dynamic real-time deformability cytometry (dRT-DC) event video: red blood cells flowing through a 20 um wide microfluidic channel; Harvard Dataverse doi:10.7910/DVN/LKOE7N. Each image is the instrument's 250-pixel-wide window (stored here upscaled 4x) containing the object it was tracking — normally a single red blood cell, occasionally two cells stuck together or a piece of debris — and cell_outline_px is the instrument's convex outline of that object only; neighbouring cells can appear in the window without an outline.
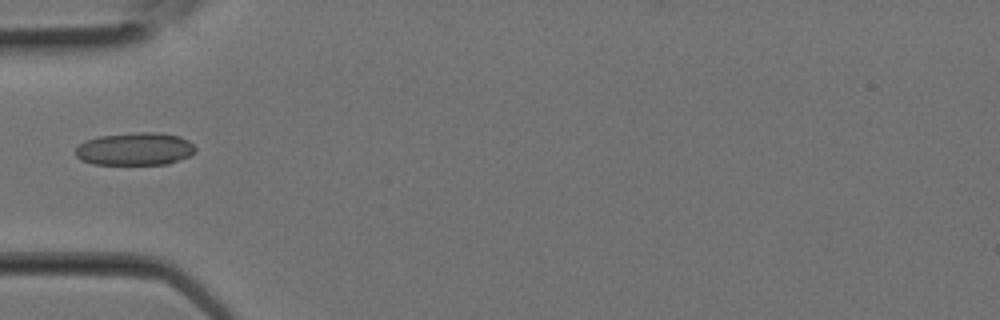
{"species": "Egyptian fruit bat (a non-hibernating species)", "species_latin": "Rousettus aegyptiacus", "temperature_condition": "room temperature", "stored_images_in_passage": 24, "camera_frame_rate_fps": 3000, "um_per_image_px": 0.085, "animal": {"sex": "female"}, "frame": {"image": 1, "passage_image": 8, "time_ms": 2.333, "image_size_px": [1000, 320], "cell_outline_px": [[196, 152], [188, 156], [168, 164], [92, 164], [80, 160], [76, 156], [76, 148], [84, 140], [100, 136], [136, 132], [156, 132], [180, 136], [188, 140], [196, 148]], "centroid_in_image_um": [11.47, 12.66], "position_along_channel_um": 73.5, "area_um2": 22.95}}
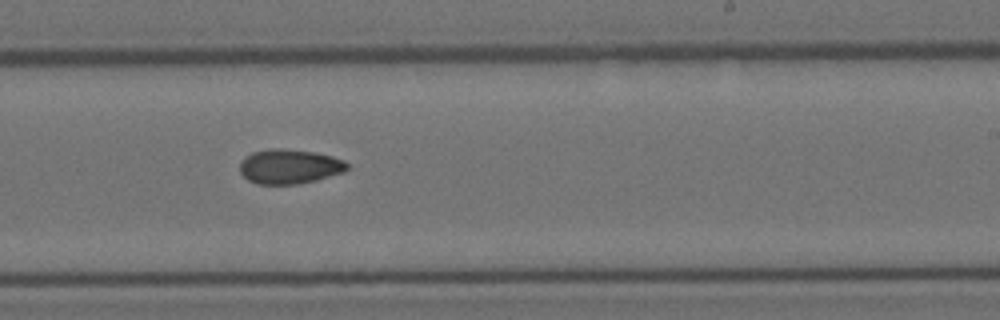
{"frame": {"image": 2, "passage_image": 15, "time_ms": 4.667, "image_size_px": [1000, 320], "cell_outline_px": [[348, 168], [344, 172], [316, 180], [296, 184], [256, 184], [248, 180], [240, 172], [240, 160], [244, 156], [252, 152], [272, 148], [280, 148], [312, 152], [332, 156], [344, 160], [348, 164]], "centroid_in_image_um": [24.57, 14.15], "position_along_channel_um": 264.4, "area_um2": 21.68}}
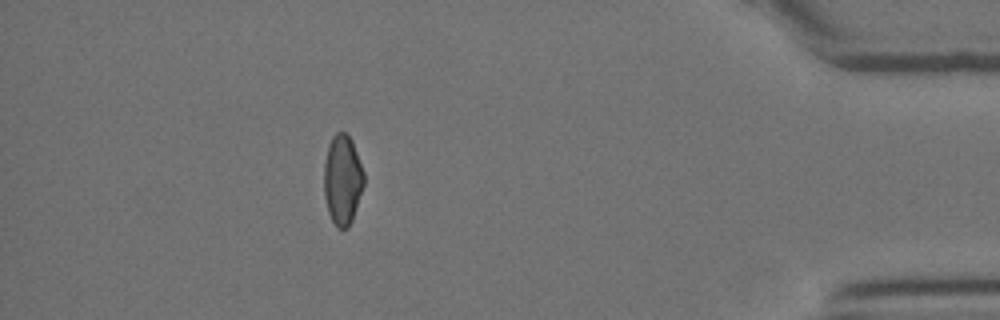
{"frame": {"image": 3, "passage_image": 22, "time_ms": 7.0, "image_size_px": [1000, 320], "cell_outline_px": [[364, 184], [352, 220], [348, 228], [336, 228], [328, 212], [324, 196], [324, 164], [328, 144], [332, 136], [336, 132], [344, 132], [352, 140], [364, 172]], "centroid_in_image_um": [29.1, 15.27], "position_along_channel_um": 406.1, "area_um2": 20.98}}